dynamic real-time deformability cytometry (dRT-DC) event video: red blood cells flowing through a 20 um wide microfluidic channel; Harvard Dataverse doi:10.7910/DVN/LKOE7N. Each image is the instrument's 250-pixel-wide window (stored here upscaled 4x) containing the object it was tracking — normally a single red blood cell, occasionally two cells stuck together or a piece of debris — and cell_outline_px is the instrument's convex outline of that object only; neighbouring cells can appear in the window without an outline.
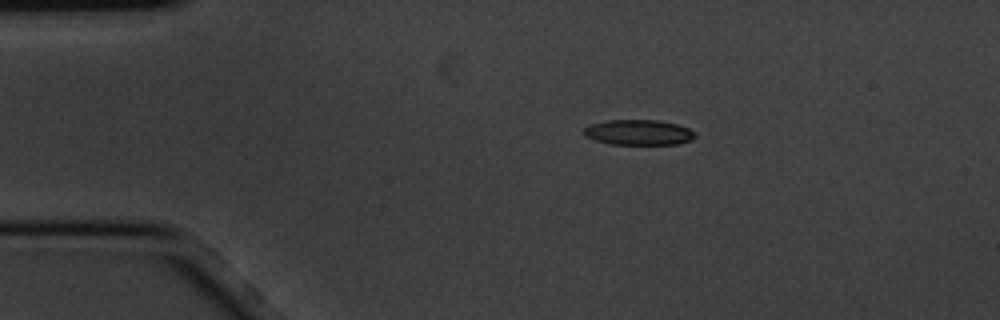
{"species": "common noctule bat (a hibernating species)", "species_latin": "Nyctalus noctula", "temperature_condition": "cold", "stored_images_in_passage": 4, "camera_frame_rate_fps": 3000, "um_per_image_px": 0.085, "animal": {"sex": "male", "body_mass_g": 20.1, "forearm_length_mm": 53.5}, "frame": {"image": 1, "passage_image": 2, "time_ms": 0.333, "image_size_px": [1000, 320], "cell_outline_px": [[696, 136], [692, 140], [676, 144], [612, 144], [596, 140], [584, 136], [584, 128], [588, 124], [608, 120], [656, 120], [676, 124], [688, 128], [696, 132]], "centroid_in_image_um": [54.28, 11.25], "position_along_channel_um": 30.7, "area_um2": 16.42}}
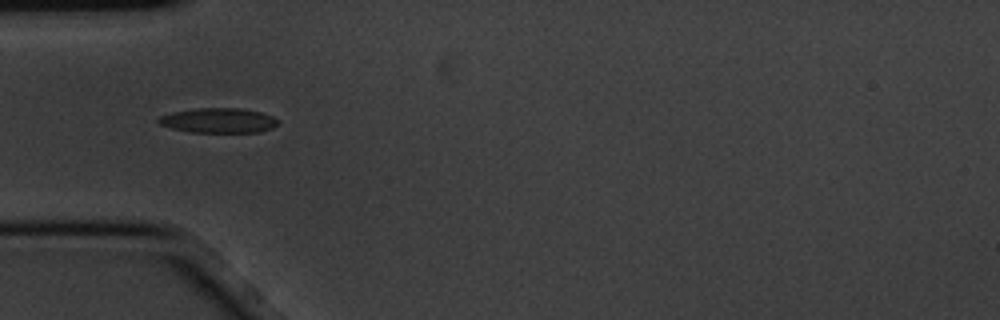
{"frame": {"image": 2, "passage_image": 4, "time_ms": 1.0, "image_size_px": [1000, 320], "cell_outline_px": [[276, 124], [272, 128], [260, 132], [192, 132], [172, 128], [160, 124], [156, 120], [160, 116], [172, 112], [196, 108], [240, 108], [260, 112], [272, 116], [276, 120]], "centroid_in_image_um": [18.54, 10.23], "position_along_channel_um": 66.5, "area_um2": 17.11}}